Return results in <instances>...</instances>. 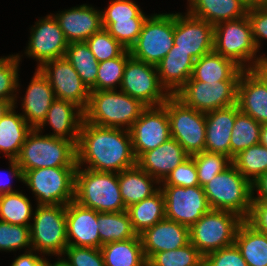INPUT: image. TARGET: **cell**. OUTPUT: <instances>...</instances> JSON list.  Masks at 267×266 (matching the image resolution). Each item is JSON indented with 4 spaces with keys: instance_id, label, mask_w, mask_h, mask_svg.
Here are the masks:
<instances>
[{
    "instance_id": "obj_46",
    "label": "cell",
    "mask_w": 267,
    "mask_h": 266,
    "mask_svg": "<svg viewBox=\"0 0 267 266\" xmlns=\"http://www.w3.org/2000/svg\"><path fill=\"white\" fill-rule=\"evenodd\" d=\"M31 246L30 226L9 224L0 220V250L14 251Z\"/></svg>"
},
{
    "instance_id": "obj_45",
    "label": "cell",
    "mask_w": 267,
    "mask_h": 266,
    "mask_svg": "<svg viewBox=\"0 0 267 266\" xmlns=\"http://www.w3.org/2000/svg\"><path fill=\"white\" fill-rule=\"evenodd\" d=\"M19 62L18 55L0 58V99L9 101L14 106L16 94L13 93L18 87Z\"/></svg>"
},
{
    "instance_id": "obj_11",
    "label": "cell",
    "mask_w": 267,
    "mask_h": 266,
    "mask_svg": "<svg viewBox=\"0 0 267 266\" xmlns=\"http://www.w3.org/2000/svg\"><path fill=\"white\" fill-rule=\"evenodd\" d=\"M174 46V14H155L144 21L130 54L135 59L157 65Z\"/></svg>"
},
{
    "instance_id": "obj_33",
    "label": "cell",
    "mask_w": 267,
    "mask_h": 266,
    "mask_svg": "<svg viewBox=\"0 0 267 266\" xmlns=\"http://www.w3.org/2000/svg\"><path fill=\"white\" fill-rule=\"evenodd\" d=\"M160 187L150 197L132 204L126 209L133 228L138 235L145 229L165 219V198Z\"/></svg>"
},
{
    "instance_id": "obj_43",
    "label": "cell",
    "mask_w": 267,
    "mask_h": 266,
    "mask_svg": "<svg viewBox=\"0 0 267 266\" xmlns=\"http://www.w3.org/2000/svg\"><path fill=\"white\" fill-rule=\"evenodd\" d=\"M147 18L115 19V22H102L110 35H112L124 48L130 50L141 32Z\"/></svg>"
},
{
    "instance_id": "obj_53",
    "label": "cell",
    "mask_w": 267,
    "mask_h": 266,
    "mask_svg": "<svg viewBox=\"0 0 267 266\" xmlns=\"http://www.w3.org/2000/svg\"><path fill=\"white\" fill-rule=\"evenodd\" d=\"M49 261L32 253V249L18 256L11 266H48Z\"/></svg>"
},
{
    "instance_id": "obj_3",
    "label": "cell",
    "mask_w": 267,
    "mask_h": 266,
    "mask_svg": "<svg viewBox=\"0 0 267 266\" xmlns=\"http://www.w3.org/2000/svg\"><path fill=\"white\" fill-rule=\"evenodd\" d=\"M147 108L140 100L115 90L90 91L89 102L83 111L84 120L101 127L124 128L132 124Z\"/></svg>"
},
{
    "instance_id": "obj_41",
    "label": "cell",
    "mask_w": 267,
    "mask_h": 266,
    "mask_svg": "<svg viewBox=\"0 0 267 266\" xmlns=\"http://www.w3.org/2000/svg\"><path fill=\"white\" fill-rule=\"evenodd\" d=\"M130 56V51L126 49L120 56L100 62L96 84L90 91L115 90V84L117 83L121 86L126 62Z\"/></svg>"
},
{
    "instance_id": "obj_23",
    "label": "cell",
    "mask_w": 267,
    "mask_h": 266,
    "mask_svg": "<svg viewBox=\"0 0 267 266\" xmlns=\"http://www.w3.org/2000/svg\"><path fill=\"white\" fill-rule=\"evenodd\" d=\"M189 156L184 148L171 137L155 149L144 152L137 159V165L161 183L173 169Z\"/></svg>"
},
{
    "instance_id": "obj_24",
    "label": "cell",
    "mask_w": 267,
    "mask_h": 266,
    "mask_svg": "<svg viewBox=\"0 0 267 266\" xmlns=\"http://www.w3.org/2000/svg\"><path fill=\"white\" fill-rule=\"evenodd\" d=\"M76 109L77 111H75ZM83 119L84 113L79 106L73 102L56 98L47 111L45 120L37 130L40 132L41 127L48 123L54 130V134L49 136L72 141L77 146Z\"/></svg>"
},
{
    "instance_id": "obj_32",
    "label": "cell",
    "mask_w": 267,
    "mask_h": 266,
    "mask_svg": "<svg viewBox=\"0 0 267 266\" xmlns=\"http://www.w3.org/2000/svg\"><path fill=\"white\" fill-rule=\"evenodd\" d=\"M234 243L248 266H267V235L246 220L240 223Z\"/></svg>"
},
{
    "instance_id": "obj_44",
    "label": "cell",
    "mask_w": 267,
    "mask_h": 266,
    "mask_svg": "<svg viewBox=\"0 0 267 266\" xmlns=\"http://www.w3.org/2000/svg\"><path fill=\"white\" fill-rule=\"evenodd\" d=\"M85 42L99 63L116 58L126 50L105 28L94 33Z\"/></svg>"
},
{
    "instance_id": "obj_30",
    "label": "cell",
    "mask_w": 267,
    "mask_h": 266,
    "mask_svg": "<svg viewBox=\"0 0 267 266\" xmlns=\"http://www.w3.org/2000/svg\"><path fill=\"white\" fill-rule=\"evenodd\" d=\"M159 182L143 171L137 164L118 173L120 193L125 207L138 203L153 195L158 188L153 189V182Z\"/></svg>"
},
{
    "instance_id": "obj_6",
    "label": "cell",
    "mask_w": 267,
    "mask_h": 266,
    "mask_svg": "<svg viewBox=\"0 0 267 266\" xmlns=\"http://www.w3.org/2000/svg\"><path fill=\"white\" fill-rule=\"evenodd\" d=\"M223 23V24H222ZM213 51L231 59L243 70H253L263 65L265 56L256 59L258 51L252 38L247 15L236 20L224 21L214 26ZM253 58L255 61H253ZM253 61L246 67L245 62ZM252 66V67H251Z\"/></svg>"
},
{
    "instance_id": "obj_48",
    "label": "cell",
    "mask_w": 267,
    "mask_h": 266,
    "mask_svg": "<svg viewBox=\"0 0 267 266\" xmlns=\"http://www.w3.org/2000/svg\"><path fill=\"white\" fill-rule=\"evenodd\" d=\"M71 266H105L102 252L99 248L68 245L63 253Z\"/></svg>"
},
{
    "instance_id": "obj_27",
    "label": "cell",
    "mask_w": 267,
    "mask_h": 266,
    "mask_svg": "<svg viewBox=\"0 0 267 266\" xmlns=\"http://www.w3.org/2000/svg\"><path fill=\"white\" fill-rule=\"evenodd\" d=\"M195 60L183 50H169L156 65L160 84L174 95L191 77Z\"/></svg>"
},
{
    "instance_id": "obj_35",
    "label": "cell",
    "mask_w": 267,
    "mask_h": 266,
    "mask_svg": "<svg viewBox=\"0 0 267 266\" xmlns=\"http://www.w3.org/2000/svg\"><path fill=\"white\" fill-rule=\"evenodd\" d=\"M101 247L110 242L124 241L138 236L127 211L97 212Z\"/></svg>"
},
{
    "instance_id": "obj_31",
    "label": "cell",
    "mask_w": 267,
    "mask_h": 266,
    "mask_svg": "<svg viewBox=\"0 0 267 266\" xmlns=\"http://www.w3.org/2000/svg\"><path fill=\"white\" fill-rule=\"evenodd\" d=\"M13 106L0 119V151L10 159H16L32 127L22 114H16Z\"/></svg>"
},
{
    "instance_id": "obj_13",
    "label": "cell",
    "mask_w": 267,
    "mask_h": 266,
    "mask_svg": "<svg viewBox=\"0 0 267 266\" xmlns=\"http://www.w3.org/2000/svg\"><path fill=\"white\" fill-rule=\"evenodd\" d=\"M120 89L147 107L161 106L170 96L163 92L157 67L132 56L127 59Z\"/></svg>"
},
{
    "instance_id": "obj_57",
    "label": "cell",
    "mask_w": 267,
    "mask_h": 266,
    "mask_svg": "<svg viewBox=\"0 0 267 266\" xmlns=\"http://www.w3.org/2000/svg\"><path fill=\"white\" fill-rule=\"evenodd\" d=\"M253 71L267 84V68L264 65H259Z\"/></svg>"
},
{
    "instance_id": "obj_21",
    "label": "cell",
    "mask_w": 267,
    "mask_h": 266,
    "mask_svg": "<svg viewBox=\"0 0 267 266\" xmlns=\"http://www.w3.org/2000/svg\"><path fill=\"white\" fill-rule=\"evenodd\" d=\"M236 104L239 111L258 123H267V84L253 70L242 71Z\"/></svg>"
},
{
    "instance_id": "obj_1",
    "label": "cell",
    "mask_w": 267,
    "mask_h": 266,
    "mask_svg": "<svg viewBox=\"0 0 267 266\" xmlns=\"http://www.w3.org/2000/svg\"><path fill=\"white\" fill-rule=\"evenodd\" d=\"M77 166L89 164L87 169L119 173L137 164L129 130L101 127L84 119L76 146Z\"/></svg>"
},
{
    "instance_id": "obj_8",
    "label": "cell",
    "mask_w": 267,
    "mask_h": 266,
    "mask_svg": "<svg viewBox=\"0 0 267 266\" xmlns=\"http://www.w3.org/2000/svg\"><path fill=\"white\" fill-rule=\"evenodd\" d=\"M77 167H49L27 170L23 183L37 197V205H67L74 201Z\"/></svg>"
},
{
    "instance_id": "obj_51",
    "label": "cell",
    "mask_w": 267,
    "mask_h": 266,
    "mask_svg": "<svg viewBox=\"0 0 267 266\" xmlns=\"http://www.w3.org/2000/svg\"><path fill=\"white\" fill-rule=\"evenodd\" d=\"M246 15L251 26L253 41L259 49V39H267V5L248 7Z\"/></svg>"
},
{
    "instance_id": "obj_10",
    "label": "cell",
    "mask_w": 267,
    "mask_h": 266,
    "mask_svg": "<svg viewBox=\"0 0 267 266\" xmlns=\"http://www.w3.org/2000/svg\"><path fill=\"white\" fill-rule=\"evenodd\" d=\"M30 225L32 250L62 256L67 242L66 205H37Z\"/></svg>"
},
{
    "instance_id": "obj_38",
    "label": "cell",
    "mask_w": 267,
    "mask_h": 266,
    "mask_svg": "<svg viewBox=\"0 0 267 266\" xmlns=\"http://www.w3.org/2000/svg\"><path fill=\"white\" fill-rule=\"evenodd\" d=\"M32 206L21 192L0 194V220L9 224L30 226Z\"/></svg>"
},
{
    "instance_id": "obj_62",
    "label": "cell",
    "mask_w": 267,
    "mask_h": 266,
    "mask_svg": "<svg viewBox=\"0 0 267 266\" xmlns=\"http://www.w3.org/2000/svg\"><path fill=\"white\" fill-rule=\"evenodd\" d=\"M263 65L267 68V57H265V60L263 61Z\"/></svg>"
},
{
    "instance_id": "obj_12",
    "label": "cell",
    "mask_w": 267,
    "mask_h": 266,
    "mask_svg": "<svg viewBox=\"0 0 267 266\" xmlns=\"http://www.w3.org/2000/svg\"><path fill=\"white\" fill-rule=\"evenodd\" d=\"M238 82H203L190 77L174 95L192 109L208 113L237 103Z\"/></svg>"
},
{
    "instance_id": "obj_26",
    "label": "cell",
    "mask_w": 267,
    "mask_h": 266,
    "mask_svg": "<svg viewBox=\"0 0 267 266\" xmlns=\"http://www.w3.org/2000/svg\"><path fill=\"white\" fill-rule=\"evenodd\" d=\"M36 70L22 103L25 113L22 116L33 129L42 124L52 102L56 99L48 79L38 68Z\"/></svg>"
},
{
    "instance_id": "obj_5",
    "label": "cell",
    "mask_w": 267,
    "mask_h": 266,
    "mask_svg": "<svg viewBox=\"0 0 267 266\" xmlns=\"http://www.w3.org/2000/svg\"><path fill=\"white\" fill-rule=\"evenodd\" d=\"M211 209L230 211L246 220L253 200L252 182L231 164L203 186Z\"/></svg>"
},
{
    "instance_id": "obj_60",
    "label": "cell",
    "mask_w": 267,
    "mask_h": 266,
    "mask_svg": "<svg viewBox=\"0 0 267 266\" xmlns=\"http://www.w3.org/2000/svg\"><path fill=\"white\" fill-rule=\"evenodd\" d=\"M244 4H246L248 7L257 6L258 0H241Z\"/></svg>"
},
{
    "instance_id": "obj_49",
    "label": "cell",
    "mask_w": 267,
    "mask_h": 266,
    "mask_svg": "<svg viewBox=\"0 0 267 266\" xmlns=\"http://www.w3.org/2000/svg\"><path fill=\"white\" fill-rule=\"evenodd\" d=\"M203 266H248L234 244L211 252L203 257Z\"/></svg>"
},
{
    "instance_id": "obj_50",
    "label": "cell",
    "mask_w": 267,
    "mask_h": 266,
    "mask_svg": "<svg viewBox=\"0 0 267 266\" xmlns=\"http://www.w3.org/2000/svg\"><path fill=\"white\" fill-rule=\"evenodd\" d=\"M102 22H115L123 18H147L132 0H113L106 11H101Z\"/></svg>"
},
{
    "instance_id": "obj_4",
    "label": "cell",
    "mask_w": 267,
    "mask_h": 266,
    "mask_svg": "<svg viewBox=\"0 0 267 266\" xmlns=\"http://www.w3.org/2000/svg\"><path fill=\"white\" fill-rule=\"evenodd\" d=\"M75 172L74 201L97 212L126 211L118 182V173L80 169Z\"/></svg>"
},
{
    "instance_id": "obj_7",
    "label": "cell",
    "mask_w": 267,
    "mask_h": 266,
    "mask_svg": "<svg viewBox=\"0 0 267 266\" xmlns=\"http://www.w3.org/2000/svg\"><path fill=\"white\" fill-rule=\"evenodd\" d=\"M243 219L230 211L210 209L189 228L190 243L204 257L211 252L234 244Z\"/></svg>"
},
{
    "instance_id": "obj_2",
    "label": "cell",
    "mask_w": 267,
    "mask_h": 266,
    "mask_svg": "<svg viewBox=\"0 0 267 266\" xmlns=\"http://www.w3.org/2000/svg\"><path fill=\"white\" fill-rule=\"evenodd\" d=\"M37 129L27 135L18 157L10 159V174L23 181L27 170L49 167H77L76 145L69 140L40 135Z\"/></svg>"
},
{
    "instance_id": "obj_47",
    "label": "cell",
    "mask_w": 267,
    "mask_h": 266,
    "mask_svg": "<svg viewBox=\"0 0 267 266\" xmlns=\"http://www.w3.org/2000/svg\"><path fill=\"white\" fill-rule=\"evenodd\" d=\"M162 182V186H199L197 168L192 156L173 169Z\"/></svg>"
},
{
    "instance_id": "obj_9",
    "label": "cell",
    "mask_w": 267,
    "mask_h": 266,
    "mask_svg": "<svg viewBox=\"0 0 267 266\" xmlns=\"http://www.w3.org/2000/svg\"><path fill=\"white\" fill-rule=\"evenodd\" d=\"M170 121V135L191 156L205 151V113L185 105L175 95H170L162 104Z\"/></svg>"
},
{
    "instance_id": "obj_42",
    "label": "cell",
    "mask_w": 267,
    "mask_h": 266,
    "mask_svg": "<svg viewBox=\"0 0 267 266\" xmlns=\"http://www.w3.org/2000/svg\"><path fill=\"white\" fill-rule=\"evenodd\" d=\"M191 156L197 168L199 185L201 187L232 164L230 157L220 153L202 151Z\"/></svg>"
},
{
    "instance_id": "obj_15",
    "label": "cell",
    "mask_w": 267,
    "mask_h": 266,
    "mask_svg": "<svg viewBox=\"0 0 267 266\" xmlns=\"http://www.w3.org/2000/svg\"><path fill=\"white\" fill-rule=\"evenodd\" d=\"M38 69L48 79L55 98L73 102L82 111L86 109L90 90L82 82L80 76L66 57L48 61Z\"/></svg>"
},
{
    "instance_id": "obj_34",
    "label": "cell",
    "mask_w": 267,
    "mask_h": 266,
    "mask_svg": "<svg viewBox=\"0 0 267 266\" xmlns=\"http://www.w3.org/2000/svg\"><path fill=\"white\" fill-rule=\"evenodd\" d=\"M105 266H147L140 236L110 242L100 248Z\"/></svg>"
},
{
    "instance_id": "obj_20",
    "label": "cell",
    "mask_w": 267,
    "mask_h": 266,
    "mask_svg": "<svg viewBox=\"0 0 267 266\" xmlns=\"http://www.w3.org/2000/svg\"><path fill=\"white\" fill-rule=\"evenodd\" d=\"M146 260L153 254L175 250L190 242L189 227L164 219L139 234Z\"/></svg>"
},
{
    "instance_id": "obj_52",
    "label": "cell",
    "mask_w": 267,
    "mask_h": 266,
    "mask_svg": "<svg viewBox=\"0 0 267 266\" xmlns=\"http://www.w3.org/2000/svg\"><path fill=\"white\" fill-rule=\"evenodd\" d=\"M246 221L255 229L267 235V201H252Z\"/></svg>"
},
{
    "instance_id": "obj_28",
    "label": "cell",
    "mask_w": 267,
    "mask_h": 266,
    "mask_svg": "<svg viewBox=\"0 0 267 266\" xmlns=\"http://www.w3.org/2000/svg\"><path fill=\"white\" fill-rule=\"evenodd\" d=\"M188 14L215 26L224 21L240 19L247 14L248 6L241 0H188Z\"/></svg>"
},
{
    "instance_id": "obj_16",
    "label": "cell",
    "mask_w": 267,
    "mask_h": 266,
    "mask_svg": "<svg viewBox=\"0 0 267 266\" xmlns=\"http://www.w3.org/2000/svg\"><path fill=\"white\" fill-rule=\"evenodd\" d=\"M133 151L138 159L144 152L166 142L170 135V121L166 108L147 107L129 129Z\"/></svg>"
},
{
    "instance_id": "obj_25",
    "label": "cell",
    "mask_w": 267,
    "mask_h": 266,
    "mask_svg": "<svg viewBox=\"0 0 267 266\" xmlns=\"http://www.w3.org/2000/svg\"><path fill=\"white\" fill-rule=\"evenodd\" d=\"M237 104L205 113V151L230 157V137L239 113Z\"/></svg>"
},
{
    "instance_id": "obj_39",
    "label": "cell",
    "mask_w": 267,
    "mask_h": 266,
    "mask_svg": "<svg viewBox=\"0 0 267 266\" xmlns=\"http://www.w3.org/2000/svg\"><path fill=\"white\" fill-rule=\"evenodd\" d=\"M232 164L253 183L267 172V148L261 144L250 146L234 156Z\"/></svg>"
},
{
    "instance_id": "obj_19",
    "label": "cell",
    "mask_w": 267,
    "mask_h": 266,
    "mask_svg": "<svg viewBox=\"0 0 267 266\" xmlns=\"http://www.w3.org/2000/svg\"><path fill=\"white\" fill-rule=\"evenodd\" d=\"M98 227L97 211L85 208L75 201L66 205L68 245L100 249L101 241Z\"/></svg>"
},
{
    "instance_id": "obj_14",
    "label": "cell",
    "mask_w": 267,
    "mask_h": 266,
    "mask_svg": "<svg viewBox=\"0 0 267 266\" xmlns=\"http://www.w3.org/2000/svg\"><path fill=\"white\" fill-rule=\"evenodd\" d=\"M165 218L187 227L195 224L211 208L203 187L163 186Z\"/></svg>"
},
{
    "instance_id": "obj_59",
    "label": "cell",
    "mask_w": 267,
    "mask_h": 266,
    "mask_svg": "<svg viewBox=\"0 0 267 266\" xmlns=\"http://www.w3.org/2000/svg\"><path fill=\"white\" fill-rule=\"evenodd\" d=\"M48 266H71V265L66 261V259H60L54 264L48 263Z\"/></svg>"
},
{
    "instance_id": "obj_17",
    "label": "cell",
    "mask_w": 267,
    "mask_h": 266,
    "mask_svg": "<svg viewBox=\"0 0 267 266\" xmlns=\"http://www.w3.org/2000/svg\"><path fill=\"white\" fill-rule=\"evenodd\" d=\"M214 26L190 14H174L173 50L187 52L195 61L213 52Z\"/></svg>"
},
{
    "instance_id": "obj_36",
    "label": "cell",
    "mask_w": 267,
    "mask_h": 266,
    "mask_svg": "<svg viewBox=\"0 0 267 266\" xmlns=\"http://www.w3.org/2000/svg\"><path fill=\"white\" fill-rule=\"evenodd\" d=\"M65 57L90 90L96 84L99 62L86 42L69 43Z\"/></svg>"
},
{
    "instance_id": "obj_54",
    "label": "cell",
    "mask_w": 267,
    "mask_h": 266,
    "mask_svg": "<svg viewBox=\"0 0 267 266\" xmlns=\"http://www.w3.org/2000/svg\"><path fill=\"white\" fill-rule=\"evenodd\" d=\"M253 191H259L257 197L253 196L252 201H267V172L261 175L256 181L252 183Z\"/></svg>"
},
{
    "instance_id": "obj_37",
    "label": "cell",
    "mask_w": 267,
    "mask_h": 266,
    "mask_svg": "<svg viewBox=\"0 0 267 266\" xmlns=\"http://www.w3.org/2000/svg\"><path fill=\"white\" fill-rule=\"evenodd\" d=\"M260 123L251 116L242 113L236 115V120L230 137V158L250 146L259 144Z\"/></svg>"
},
{
    "instance_id": "obj_61",
    "label": "cell",
    "mask_w": 267,
    "mask_h": 266,
    "mask_svg": "<svg viewBox=\"0 0 267 266\" xmlns=\"http://www.w3.org/2000/svg\"><path fill=\"white\" fill-rule=\"evenodd\" d=\"M258 5H267V0H258Z\"/></svg>"
},
{
    "instance_id": "obj_40",
    "label": "cell",
    "mask_w": 267,
    "mask_h": 266,
    "mask_svg": "<svg viewBox=\"0 0 267 266\" xmlns=\"http://www.w3.org/2000/svg\"><path fill=\"white\" fill-rule=\"evenodd\" d=\"M147 266H203V256L190 242L178 249L153 254Z\"/></svg>"
},
{
    "instance_id": "obj_55",
    "label": "cell",
    "mask_w": 267,
    "mask_h": 266,
    "mask_svg": "<svg viewBox=\"0 0 267 266\" xmlns=\"http://www.w3.org/2000/svg\"><path fill=\"white\" fill-rule=\"evenodd\" d=\"M259 144L267 148V123L261 125Z\"/></svg>"
},
{
    "instance_id": "obj_56",
    "label": "cell",
    "mask_w": 267,
    "mask_h": 266,
    "mask_svg": "<svg viewBox=\"0 0 267 266\" xmlns=\"http://www.w3.org/2000/svg\"><path fill=\"white\" fill-rule=\"evenodd\" d=\"M14 105L9 102L0 99V119L13 107Z\"/></svg>"
},
{
    "instance_id": "obj_29",
    "label": "cell",
    "mask_w": 267,
    "mask_h": 266,
    "mask_svg": "<svg viewBox=\"0 0 267 266\" xmlns=\"http://www.w3.org/2000/svg\"><path fill=\"white\" fill-rule=\"evenodd\" d=\"M242 71L231 59L213 51L195 61L191 77L203 82L239 81Z\"/></svg>"
},
{
    "instance_id": "obj_22",
    "label": "cell",
    "mask_w": 267,
    "mask_h": 266,
    "mask_svg": "<svg viewBox=\"0 0 267 266\" xmlns=\"http://www.w3.org/2000/svg\"><path fill=\"white\" fill-rule=\"evenodd\" d=\"M68 43L85 42L94 33L103 28L101 11L93 7L80 5L68 11L54 15Z\"/></svg>"
},
{
    "instance_id": "obj_58",
    "label": "cell",
    "mask_w": 267,
    "mask_h": 266,
    "mask_svg": "<svg viewBox=\"0 0 267 266\" xmlns=\"http://www.w3.org/2000/svg\"><path fill=\"white\" fill-rule=\"evenodd\" d=\"M2 182H0V194H4V193H12V192H16L12 189L11 185L8 183L5 184H1ZM10 183V182H9ZM7 184V185H6Z\"/></svg>"
},
{
    "instance_id": "obj_18",
    "label": "cell",
    "mask_w": 267,
    "mask_h": 266,
    "mask_svg": "<svg viewBox=\"0 0 267 266\" xmlns=\"http://www.w3.org/2000/svg\"><path fill=\"white\" fill-rule=\"evenodd\" d=\"M31 32L25 53L39 60L38 68L48 61L65 57L69 43L53 15L37 21Z\"/></svg>"
}]
</instances>
